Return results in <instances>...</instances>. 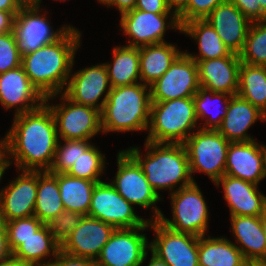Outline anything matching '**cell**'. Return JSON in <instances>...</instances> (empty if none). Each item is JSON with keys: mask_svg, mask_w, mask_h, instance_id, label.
Listing matches in <instances>:
<instances>
[{"mask_svg": "<svg viewBox=\"0 0 266 266\" xmlns=\"http://www.w3.org/2000/svg\"><path fill=\"white\" fill-rule=\"evenodd\" d=\"M13 256L8 243L7 230L5 223L0 220V263Z\"/></svg>", "mask_w": 266, "mask_h": 266, "instance_id": "45", "label": "cell"}, {"mask_svg": "<svg viewBox=\"0 0 266 266\" xmlns=\"http://www.w3.org/2000/svg\"><path fill=\"white\" fill-rule=\"evenodd\" d=\"M232 233L240 244L244 259L253 262L266 260V235L260 216H231Z\"/></svg>", "mask_w": 266, "mask_h": 266, "instance_id": "25", "label": "cell"}, {"mask_svg": "<svg viewBox=\"0 0 266 266\" xmlns=\"http://www.w3.org/2000/svg\"><path fill=\"white\" fill-rule=\"evenodd\" d=\"M261 9L266 13V0H259Z\"/></svg>", "mask_w": 266, "mask_h": 266, "instance_id": "55", "label": "cell"}, {"mask_svg": "<svg viewBox=\"0 0 266 266\" xmlns=\"http://www.w3.org/2000/svg\"><path fill=\"white\" fill-rule=\"evenodd\" d=\"M215 184H222L230 216H261L265 211L266 196L258 185L225 174Z\"/></svg>", "mask_w": 266, "mask_h": 266, "instance_id": "23", "label": "cell"}, {"mask_svg": "<svg viewBox=\"0 0 266 266\" xmlns=\"http://www.w3.org/2000/svg\"><path fill=\"white\" fill-rule=\"evenodd\" d=\"M189 0H166L168 7L178 14L188 3Z\"/></svg>", "mask_w": 266, "mask_h": 266, "instance_id": "50", "label": "cell"}, {"mask_svg": "<svg viewBox=\"0 0 266 266\" xmlns=\"http://www.w3.org/2000/svg\"><path fill=\"white\" fill-rule=\"evenodd\" d=\"M63 210L65 209L60 197L58 174L37 171V199L34 216L43 224H47Z\"/></svg>", "mask_w": 266, "mask_h": 266, "instance_id": "30", "label": "cell"}, {"mask_svg": "<svg viewBox=\"0 0 266 266\" xmlns=\"http://www.w3.org/2000/svg\"><path fill=\"white\" fill-rule=\"evenodd\" d=\"M97 182L58 174L60 197L65 210L88 215L92 193Z\"/></svg>", "mask_w": 266, "mask_h": 266, "instance_id": "32", "label": "cell"}, {"mask_svg": "<svg viewBox=\"0 0 266 266\" xmlns=\"http://www.w3.org/2000/svg\"><path fill=\"white\" fill-rule=\"evenodd\" d=\"M196 124L193 97L152 102L146 141L183 144L193 133Z\"/></svg>", "mask_w": 266, "mask_h": 266, "instance_id": "5", "label": "cell"}, {"mask_svg": "<svg viewBox=\"0 0 266 266\" xmlns=\"http://www.w3.org/2000/svg\"><path fill=\"white\" fill-rule=\"evenodd\" d=\"M60 251V244L53 238L47 224H44L29 238L22 240V244L13 252V257L27 266H45L43 259L53 258ZM42 260V261H41Z\"/></svg>", "mask_w": 266, "mask_h": 266, "instance_id": "29", "label": "cell"}, {"mask_svg": "<svg viewBox=\"0 0 266 266\" xmlns=\"http://www.w3.org/2000/svg\"><path fill=\"white\" fill-rule=\"evenodd\" d=\"M199 266H250L240 249L228 238L199 237Z\"/></svg>", "mask_w": 266, "mask_h": 266, "instance_id": "28", "label": "cell"}, {"mask_svg": "<svg viewBox=\"0 0 266 266\" xmlns=\"http://www.w3.org/2000/svg\"><path fill=\"white\" fill-rule=\"evenodd\" d=\"M265 178H266V159H265L264 172H263V179Z\"/></svg>", "mask_w": 266, "mask_h": 266, "instance_id": "57", "label": "cell"}, {"mask_svg": "<svg viewBox=\"0 0 266 266\" xmlns=\"http://www.w3.org/2000/svg\"><path fill=\"white\" fill-rule=\"evenodd\" d=\"M199 88L197 63L183 52L150 86L151 102L194 97Z\"/></svg>", "mask_w": 266, "mask_h": 266, "instance_id": "14", "label": "cell"}, {"mask_svg": "<svg viewBox=\"0 0 266 266\" xmlns=\"http://www.w3.org/2000/svg\"><path fill=\"white\" fill-rule=\"evenodd\" d=\"M21 172L0 191V220L4 223L34 215L37 171L21 170Z\"/></svg>", "mask_w": 266, "mask_h": 266, "instance_id": "17", "label": "cell"}, {"mask_svg": "<svg viewBox=\"0 0 266 266\" xmlns=\"http://www.w3.org/2000/svg\"><path fill=\"white\" fill-rule=\"evenodd\" d=\"M156 238L149 243L150 251L169 266H199V237L189 233L176 232L158 220H149V228Z\"/></svg>", "mask_w": 266, "mask_h": 266, "instance_id": "11", "label": "cell"}, {"mask_svg": "<svg viewBox=\"0 0 266 266\" xmlns=\"http://www.w3.org/2000/svg\"><path fill=\"white\" fill-rule=\"evenodd\" d=\"M70 76L62 93L77 104L91 106L102 111L112 89L106 65L103 63L80 69ZM103 94L104 98L100 101L101 103H98Z\"/></svg>", "mask_w": 266, "mask_h": 266, "instance_id": "16", "label": "cell"}, {"mask_svg": "<svg viewBox=\"0 0 266 266\" xmlns=\"http://www.w3.org/2000/svg\"><path fill=\"white\" fill-rule=\"evenodd\" d=\"M62 104L49 105L57 129L58 139L90 140L102 132L101 111L87 105L77 104L61 94Z\"/></svg>", "mask_w": 266, "mask_h": 266, "instance_id": "8", "label": "cell"}, {"mask_svg": "<svg viewBox=\"0 0 266 266\" xmlns=\"http://www.w3.org/2000/svg\"><path fill=\"white\" fill-rule=\"evenodd\" d=\"M14 16L10 12L0 10V34L13 31Z\"/></svg>", "mask_w": 266, "mask_h": 266, "instance_id": "47", "label": "cell"}, {"mask_svg": "<svg viewBox=\"0 0 266 266\" xmlns=\"http://www.w3.org/2000/svg\"><path fill=\"white\" fill-rule=\"evenodd\" d=\"M261 222H262V226H263V229H264V233L266 235V209L265 211L261 214Z\"/></svg>", "mask_w": 266, "mask_h": 266, "instance_id": "53", "label": "cell"}, {"mask_svg": "<svg viewBox=\"0 0 266 266\" xmlns=\"http://www.w3.org/2000/svg\"><path fill=\"white\" fill-rule=\"evenodd\" d=\"M257 119L266 121V115L239 95L231 96L222 124L217 131L230 142H249L253 137L247 130Z\"/></svg>", "mask_w": 266, "mask_h": 266, "instance_id": "24", "label": "cell"}, {"mask_svg": "<svg viewBox=\"0 0 266 266\" xmlns=\"http://www.w3.org/2000/svg\"><path fill=\"white\" fill-rule=\"evenodd\" d=\"M114 230L112 225L85 215L60 245V250L74 257L96 260Z\"/></svg>", "mask_w": 266, "mask_h": 266, "instance_id": "18", "label": "cell"}, {"mask_svg": "<svg viewBox=\"0 0 266 266\" xmlns=\"http://www.w3.org/2000/svg\"><path fill=\"white\" fill-rule=\"evenodd\" d=\"M228 0H189L187 5L177 14L180 25L194 19H205L219 4Z\"/></svg>", "mask_w": 266, "mask_h": 266, "instance_id": "41", "label": "cell"}, {"mask_svg": "<svg viewBox=\"0 0 266 266\" xmlns=\"http://www.w3.org/2000/svg\"><path fill=\"white\" fill-rule=\"evenodd\" d=\"M7 167H9L8 156L5 148L0 145V181Z\"/></svg>", "mask_w": 266, "mask_h": 266, "instance_id": "49", "label": "cell"}, {"mask_svg": "<svg viewBox=\"0 0 266 266\" xmlns=\"http://www.w3.org/2000/svg\"><path fill=\"white\" fill-rule=\"evenodd\" d=\"M266 145L255 140L230 142L227 149L225 175L259 185L263 180Z\"/></svg>", "mask_w": 266, "mask_h": 266, "instance_id": "20", "label": "cell"}, {"mask_svg": "<svg viewBox=\"0 0 266 266\" xmlns=\"http://www.w3.org/2000/svg\"><path fill=\"white\" fill-rule=\"evenodd\" d=\"M230 144L213 129H200L192 133L183 145L186 148L191 177L194 172L206 173L216 183L224 174L227 149Z\"/></svg>", "mask_w": 266, "mask_h": 266, "instance_id": "7", "label": "cell"}, {"mask_svg": "<svg viewBox=\"0 0 266 266\" xmlns=\"http://www.w3.org/2000/svg\"><path fill=\"white\" fill-rule=\"evenodd\" d=\"M103 5H107L111 0H98Z\"/></svg>", "mask_w": 266, "mask_h": 266, "instance_id": "56", "label": "cell"}, {"mask_svg": "<svg viewBox=\"0 0 266 266\" xmlns=\"http://www.w3.org/2000/svg\"><path fill=\"white\" fill-rule=\"evenodd\" d=\"M88 216L115 229L143 227L149 222V219L137 216L133 206L109 182L103 181L94 187Z\"/></svg>", "mask_w": 266, "mask_h": 266, "instance_id": "9", "label": "cell"}, {"mask_svg": "<svg viewBox=\"0 0 266 266\" xmlns=\"http://www.w3.org/2000/svg\"><path fill=\"white\" fill-rule=\"evenodd\" d=\"M195 62L198 67L200 87L231 96L237 95L239 68L242 63L239 56L195 60Z\"/></svg>", "mask_w": 266, "mask_h": 266, "instance_id": "22", "label": "cell"}, {"mask_svg": "<svg viewBox=\"0 0 266 266\" xmlns=\"http://www.w3.org/2000/svg\"><path fill=\"white\" fill-rule=\"evenodd\" d=\"M169 15L171 16L167 25ZM120 25L123 33L132 38H128L127 46L137 48L166 42L163 37L168 27L181 31L176 13H151L139 9L121 14Z\"/></svg>", "mask_w": 266, "mask_h": 266, "instance_id": "13", "label": "cell"}, {"mask_svg": "<svg viewBox=\"0 0 266 266\" xmlns=\"http://www.w3.org/2000/svg\"><path fill=\"white\" fill-rule=\"evenodd\" d=\"M40 5L29 0L14 17V32L22 54H29L40 47L59 39L71 26H62L55 31L46 19L40 14Z\"/></svg>", "mask_w": 266, "mask_h": 266, "instance_id": "12", "label": "cell"}, {"mask_svg": "<svg viewBox=\"0 0 266 266\" xmlns=\"http://www.w3.org/2000/svg\"><path fill=\"white\" fill-rule=\"evenodd\" d=\"M29 0H0V10L10 12L14 17Z\"/></svg>", "mask_w": 266, "mask_h": 266, "instance_id": "46", "label": "cell"}, {"mask_svg": "<svg viewBox=\"0 0 266 266\" xmlns=\"http://www.w3.org/2000/svg\"><path fill=\"white\" fill-rule=\"evenodd\" d=\"M152 254V257L147 266H169L165 261L159 259L155 254Z\"/></svg>", "mask_w": 266, "mask_h": 266, "instance_id": "51", "label": "cell"}, {"mask_svg": "<svg viewBox=\"0 0 266 266\" xmlns=\"http://www.w3.org/2000/svg\"><path fill=\"white\" fill-rule=\"evenodd\" d=\"M239 57L242 63L266 66V20L252 22Z\"/></svg>", "mask_w": 266, "mask_h": 266, "instance_id": "35", "label": "cell"}, {"mask_svg": "<svg viewBox=\"0 0 266 266\" xmlns=\"http://www.w3.org/2000/svg\"><path fill=\"white\" fill-rule=\"evenodd\" d=\"M149 227L115 229L96 259L97 266H141L149 250L145 234L138 233Z\"/></svg>", "mask_w": 266, "mask_h": 266, "instance_id": "10", "label": "cell"}, {"mask_svg": "<svg viewBox=\"0 0 266 266\" xmlns=\"http://www.w3.org/2000/svg\"><path fill=\"white\" fill-rule=\"evenodd\" d=\"M181 32L189 35L198 42L200 54H190L185 52L193 60H208L225 56H239L231 53L221 40L218 33L205 19H194L185 22L181 26Z\"/></svg>", "mask_w": 266, "mask_h": 266, "instance_id": "27", "label": "cell"}, {"mask_svg": "<svg viewBox=\"0 0 266 266\" xmlns=\"http://www.w3.org/2000/svg\"><path fill=\"white\" fill-rule=\"evenodd\" d=\"M177 46L163 42L139 48L140 81L151 86L183 53Z\"/></svg>", "mask_w": 266, "mask_h": 266, "instance_id": "26", "label": "cell"}, {"mask_svg": "<svg viewBox=\"0 0 266 266\" xmlns=\"http://www.w3.org/2000/svg\"><path fill=\"white\" fill-rule=\"evenodd\" d=\"M45 99L25 74L22 65L0 73V103L6 109L15 107V115L40 107Z\"/></svg>", "mask_w": 266, "mask_h": 266, "instance_id": "19", "label": "cell"}, {"mask_svg": "<svg viewBox=\"0 0 266 266\" xmlns=\"http://www.w3.org/2000/svg\"><path fill=\"white\" fill-rule=\"evenodd\" d=\"M22 65V53L14 30L0 34V73Z\"/></svg>", "mask_w": 266, "mask_h": 266, "instance_id": "39", "label": "cell"}, {"mask_svg": "<svg viewBox=\"0 0 266 266\" xmlns=\"http://www.w3.org/2000/svg\"><path fill=\"white\" fill-rule=\"evenodd\" d=\"M251 266H266V260H260V261L253 262Z\"/></svg>", "mask_w": 266, "mask_h": 266, "instance_id": "54", "label": "cell"}, {"mask_svg": "<svg viewBox=\"0 0 266 266\" xmlns=\"http://www.w3.org/2000/svg\"><path fill=\"white\" fill-rule=\"evenodd\" d=\"M54 262L48 261L45 266H97L96 260L68 255L61 250L54 257Z\"/></svg>", "mask_w": 266, "mask_h": 266, "instance_id": "43", "label": "cell"}, {"mask_svg": "<svg viewBox=\"0 0 266 266\" xmlns=\"http://www.w3.org/2000/svg\"><path fill=\"white\" fill-rule=\"evenodd\" d=\"M170 197L173 219L166 218L157 206H153L152 210L155 216L151 220H158L176 232L189 233L198 237L205 236L208 229L209 212L196 182L175 190Z\"/></svg>", "mask_w": 266, "mask_h": 266, "instance_id": "6", "label": "cell"}, {"mask_svg": "<svg viewBox=\"0 0 266 266\" xmlns=\"http://www.w3.org/2000/svg\"><path fill=\"white\" fill-rule=\"evenodd\" d=\"M44 224L34 215L5 222L9 247L13 253L25 240Z\"/></svg>", "mask_w": 266, "mask_h": 266, "instance_id": "38", "label": "cell"}, {"mask_svg": "<svg viewBox=\"0 0 266 266\" xmlns=\"http://www.w3.org/2000/svg\"><path fill=\"white\" fill-rule=\"evenodd\" d=\"M137 0H111L107 6L117 7L121 14L133 10L136 6Z\"/></svg>", "mask_w": 266, "mask_h": 266, "instance_id": "48", "label": "cell"}, {"mask_svg": "<svg viewBox=\"0 0 266 266\" xmlns=\"http://www.w3.org/2000/svg\"><path fill=\"white\" fill-rule=\"evenodd\" d=\"M151 103L150 86L141 82L112 88L101 111L102 133L147 130Z\"/></svg>", "mask_w": 266, "mask_h": 266, "instance_id": "4", "label": "cell"}, {"mask_svg": "<svg viewBox=\"0 0 266 266\" xmlns=\"http://www.w3.org/2000/svg\"><path fill=\"white\" fill-rule=\"evenodd\" d=\"M59 140L52 164L47 171L51 174L66 173L81 153H84L92 145L89 140H63L65 144L62 146Z\"/></svg>", "mask_w": 266, "mask_h": 266, "instance_id": "37", "label": "cell"}, {"mask_svg": "<svg viewBox=\"0 0 266 266\" xmlns=\"http://www.w3.org/2000/svg\"><path fill=\"white\" fill-rule=\"evenodd\" d=\"M0 266H27V265L21 263L18 259L12 256L10 259L1 262Z\"/></svg>", "mask_w": 266, "mask_h": 266, "instance_id": "52", "label": "cell"}, {"mask_svg": "<svg viewBox=\"0 0 266 266\" xmlns=\"http://www.w3.org/2000/svg\"><path fill=\"white\" fill-rule=\"evenodd\" d=\"M144 146L147 149L144 158L137 146L126 151L141 166L146 180L159 196V190L169 189L172 194L175 190L195 182L190 174L188 155L183 144L146 141ZM178 184L179 187L173 190Z\"/></svg>", "mask_w": 266, "mask_h": 266, "instance_id": "3", "label": "cell"}, {"mask_svg": "<svg viewBox=\"0 0 266 266\" xmlns=\"http://www.w3.org/2000/svg\"><path fill=\"white\" fill-rule=\"evenodd\" d=\"M229 1L233 3L251 22L266 20V13L261 9L259 0Z\"/></svg>", "mask_w": 266, "mask_h": 266, "instance_id": "42", "label": "cell"}, {"mask_svg": "<svg viewBox=\"0 0 266 266\" xmlns=\"http://www.w3.org/2000/svg\"><path fill=\"white\" fill-rule=\"evenodd\" d=\"M113 63L106 65L110 85L112 88L139 83V48L131 46H117L113 48Z\"/></svg>", "mask_w": 266, "mask_h": 266, "instance_id": "31", "label": "cell"}, {"mask_svg": "<svg viewBox=\"0 0 266 266\" xmlns=\"http://www.w3.org/2000/svg\"><path fill=\"white\" fill-rule=\"evenodd\" d=\"M81 33L71 26L59 39L29 54H22V67L32 84L46 98L62 93L67 85Z\"/></svg>", "mask_w": 266, "mask_h": 266, "instance_id": "2", "label": "cell"}, {"mask_svg": "<svg viewBox=\"0 0 266 266\" xmlns=\"http://www.w3.org/2000/svg\"><path fill=\"white\" fill-rule=\"evenodd\" d=\"M14 122L1 139L9 166L15 162L20 170L48 171L58 143L56 123L50 108L40 107L14 115ZM12 161H11V160Z\"/></svg>", "mask_w": 266, "mask_h": 266, "instance_id": "1", "label": "cell"}, {"mask_svg": "<svg viewBox=\"0 0 266 266\" xmlns=\"http://www.w3.org/2000/svg\"><path fill=\"white\" fill-rule=\"evenodd\" d=\"M230 98L231 95L227 93L213 92L200 87L193 97L195 102V114L197 117V121H199V119H203L205 120V123L202 126H198V129L200 128V129L217 130V128L222 124V120L227 113ZM213 100H215L216 102H214ZM217 100H219L222 104H224L222 110L223 113L220 110L219 106L220 102L218 103ZM211 103L213 104L215 103L216 113H214L215 115L214 114L210 115L209 118L208 116L211 110V105H213Z\"/></svg>", "mask_w": 266, "mask_h": 266, "instance_id": "34", "label": "cell"}, {"mask_svg": "<svg viewBox=\"0 0 266 266\" xmlns=\"http://www.w3.org/2000/svg\"><path fill=\"white\" fill-rule=\"evenodd\" d=\"M34 1H35L38 5H40L42 0H34ZM62 1H66V0H62Z\"/></svg>", "mask_w": 266, "mask_h": 266, "instance_id": "58", "label": "cell"}, {"mask_svg": "<svg viewBox=\"0 0 266 266\" xmlns=\"http://www.w3.org/2000/svg\"><path fill=\"white\" fill-rule=\"evenodd\" d=\"M237 95L266 115V66L241 63Z\"/></svg>", "mask_w": 266, "mask_h": 266, "instance_id": "33", "label": "cell"}, {"mask_svg": "<svg viewBox=\"0 0 266 266\" xmlns=\"http://www.w3.org/2000/svg\"><path fill=\"white\" fill-rule=\"evenodd\" d=\"M85 215L63 210L47 223L53 238L61 245L71 232L81 223Z\"/></svg>", "mask_w": 266, "mask_h": 266, "instance_id": "40", "label": "cell"}, {"mask_svg": "<svg viewBox=\"0 0 266 266\" xmlns=\"http://www.w3.org/2000/svg\"><path fill=\"white\" fill-rule=\"evenodd\" d=\"M231 53L239 55L252 22L229 0L216 6L205 18Z\"/></svg>", "mask_w": 266, "mask_h": 266, "instance_id": "21", "label": "cell"}, {"mask_svg": "<svg viewBox=\"0 0 266 266\" xmlns=\"http://www.w3.org/2000/svg\"><path fill=\"white\" fill-rule=\"evenodd\" d=\"M134 9L151 13H175L168 7L166 0H137Z\"/></svg>", "mask_w": 266, "mask_h": 266, "instance_id": "44", "label": "cell"}, {"mask_svg": "<svg viewBox=\"0 0 266 266\" xmlns=\"http://www.w3.org/2000/svg\"><path fill=\"white\" fill-rule=\"evenodd\" d=\"M105 155L93 144L84 152L66 172L71 177L101 182L100 175L105 167Z\"/></svg>", "mask_w": 266, "mask_h": 266, "instance_id": "36", "label": "cell"}, {"mask_svg": "<svg viewBox=\"0 0 266 266\" xmlns=\"http://www.w3.org/2000/svg\"><path fill=\"white\" fill-rule=\"evenodd\" d=\"M117 166L115 179L110 184L131 205L148 209L161 200L146 180L141 166L126 150L118 152Z\"/></svg>", "mask_w": 266, "mask_h": 266, "instance_id": "15", "label": "cell"}]
</instances>
